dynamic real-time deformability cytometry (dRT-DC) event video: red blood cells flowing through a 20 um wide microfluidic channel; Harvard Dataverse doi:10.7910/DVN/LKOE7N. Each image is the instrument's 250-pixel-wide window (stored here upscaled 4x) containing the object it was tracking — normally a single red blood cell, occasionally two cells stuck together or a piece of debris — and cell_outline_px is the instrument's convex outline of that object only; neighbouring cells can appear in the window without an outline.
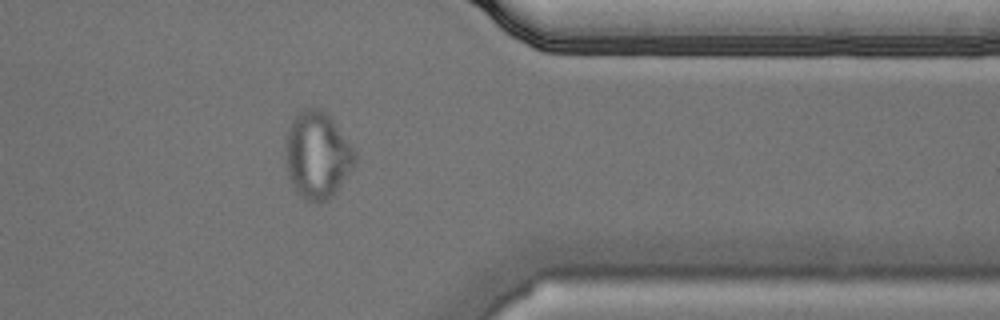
{"species": "Egyptian fruit bat (a non-hibernating species)", "species_latin": "Rousettus aegyptiacus", "temperature_condition": "cold", "stored_images_in_passage": 32, "camera_frame_rate_fps": 3000, "um_per_image_px": 0.085, "animal": {"sex": "male"}, "frame": {"image": 1, "passage_image": 28, "time_ms": 9.0, "image_size_px": [1000, 320], "cell_outline_px": [[356, 160], [336, 192], [328, 200], [320, 204], [308, 200], [300, 196], [296, 192], [288, 180], [284, 164], [284, 140], [288, 128], [292, 120], [304, 108], [320, 108], [332, 120], [356, 152]], "centroid_in_image_um": [26.9, 13.23], "position_along_channel_um": 384.5, "area_um2": 35.43}}